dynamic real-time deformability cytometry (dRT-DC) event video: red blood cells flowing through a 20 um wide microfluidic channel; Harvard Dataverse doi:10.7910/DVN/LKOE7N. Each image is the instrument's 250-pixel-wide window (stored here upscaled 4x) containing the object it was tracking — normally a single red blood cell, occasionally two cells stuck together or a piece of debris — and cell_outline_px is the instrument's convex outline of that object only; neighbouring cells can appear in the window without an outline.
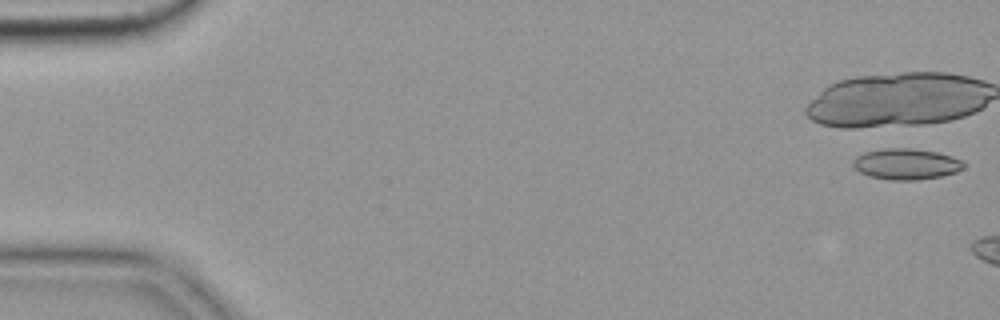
{"species": "common noctule bat (a hibernating species)", "species_latin": "Nyctalus noctula", "temperature_condition": "cold", "stored_images_in_passage": 16, "camera_frame_rate_fps": 3000, "um_per_image_px": 0.085, "animal": {"sex": "female", "body_mass_g": 19.9}, "frame": {"image": 1, "passage_image": 1, "time_ms": 0.0, "image_size_px": [1000, 320], "cell_outline_px": [[968, 164], [964, 168], [956, 172], [940, 176], [916, 180], [888, 180], [868, 176], [860, 172], [852, 164], [852, 160], [856, 156], [864, 152], [884, 148], [908, 148], [936, 152], [952, 156]], "centroid_in_image_um": [77.02, 13.94], "position_along_channel_um": 8.0, "area_um2": 20.06}}